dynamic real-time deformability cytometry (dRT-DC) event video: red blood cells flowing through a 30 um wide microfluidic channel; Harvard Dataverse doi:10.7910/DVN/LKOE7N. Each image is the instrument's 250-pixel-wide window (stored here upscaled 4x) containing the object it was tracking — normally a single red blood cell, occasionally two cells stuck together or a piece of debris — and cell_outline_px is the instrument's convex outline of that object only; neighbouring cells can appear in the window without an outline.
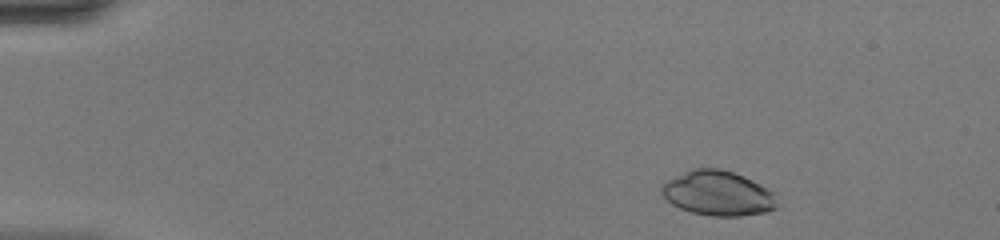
{"species": "common noctule bat (a hibernating species)", "species_latin": "Nyctalus noctula", "temperature_condition": "warm", "stored_images_in_passage": 44, "camera_frame_rate_fps": 3000, "um_per_image_px": 0.085, "animal": {"sex": "female", "body_mass_g": 20.0, "forearm_length_mm": 54.0}, "frame": {"image": 1, "passage_image": 4, "time_ms": 1.0, "image_size_px": [1000, 240], "cell_outline_px": [[780, 204], [776, 208], [768, 212], [740, 216], [712, 216], [692, 212], [680, 208], [672, 204], [660, 192], [660, 184], [692, 168], [720, 168], [744, 176], [752, 180], [772, 192]], "centroid_in_image_um": [61.03, 16.43], "position_along_channel_um": 24.0, "area_um2": 30.17}}